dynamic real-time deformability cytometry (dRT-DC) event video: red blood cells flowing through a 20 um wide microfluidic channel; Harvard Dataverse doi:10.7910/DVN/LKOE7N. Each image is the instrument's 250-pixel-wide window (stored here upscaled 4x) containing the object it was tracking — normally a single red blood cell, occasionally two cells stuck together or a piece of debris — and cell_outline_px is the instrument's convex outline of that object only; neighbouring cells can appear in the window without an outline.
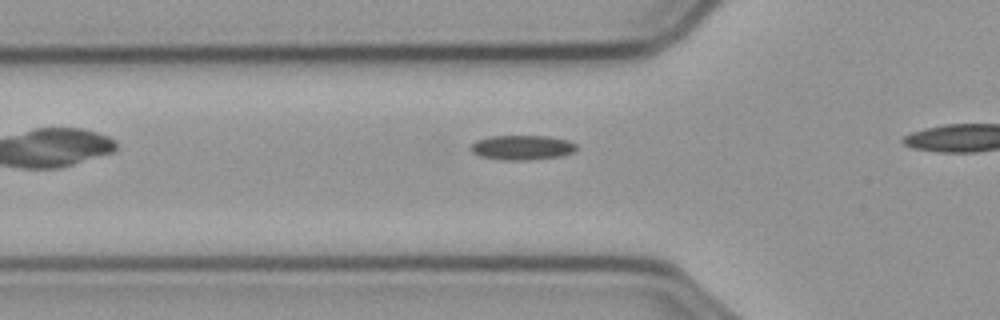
{"species": "common noctule bat (a hibernating species)", "species_latin": "Nyctalus noctula", "temperature_condition": "cold", "stored_images_in_passage": 11, "camera_frame_rate_fps": 3000, "um_per_image_px": 0.085, "animal": {"sex": "male", "body_mass_g": 23.1, "forearm_length_mm": 52.7}, "frame": {"image": 1, "passage_image": 2, "time_ms": 0.333, "image_size_px": [1000, 320], "cell_outline_px": [[576, 148], [572, 152], [560, 156], [528, 160], [504, 160], [480, 156], [472, 152], [468, 148], [476, 140], [488, 136], [548, 136], [568, 140], [576, 144]], "centroid_in_image_um": [44.34, 12.53], "position_along_channel_um": 81.5, "area_um2": 15.2}}
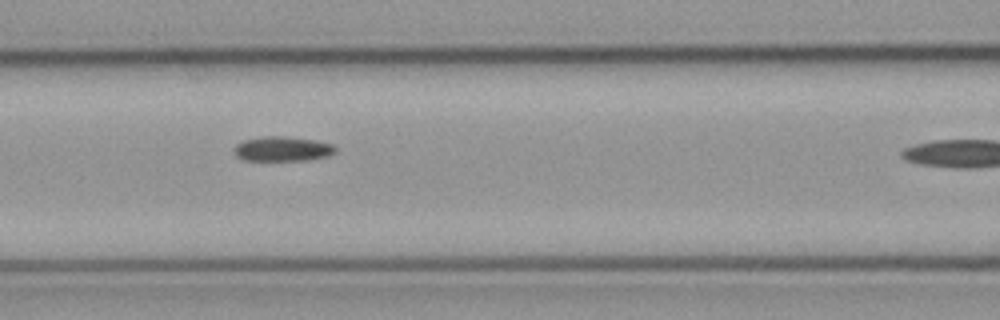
{"frame": {"image": 2, "passage_image": 7, "time_ms": 2.0, "image_size_px": [1000, 320], "cell_outline_px": [[336, 152], [328, 156], [308, 160], [244, 160], [236, 156], [236, 144], [244, 140], [260, 136], [284, 136], [316, 140], [332, 144], [336, 148]], "centroid_in_image_um": [24.04, 12.65], "position_along_channel_um": 142.6, "area_um2": 14.57}}
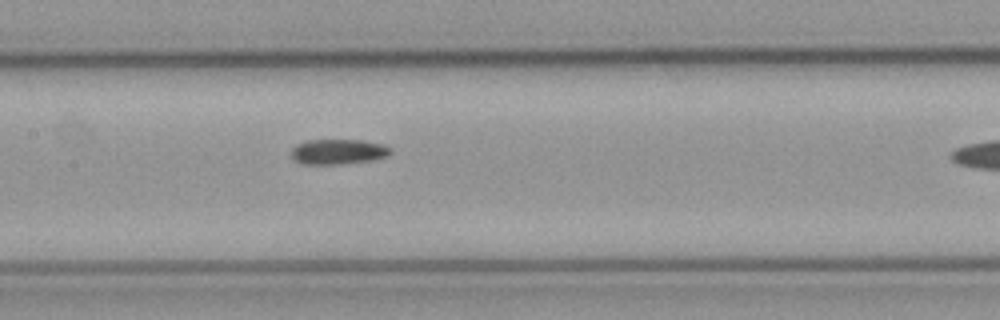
{"frame": {"image": 3, "passage_image": 10, "time_ms": 3.0, "image_size_px": [1000, 320], "cell_outline_px": [[392, 152], [388, 156], [372, 160], [340, 164], [304, 164], [296, 160], [292, 156], [292, 148], [296, 144], [308, 140], [364, 140], [384, 144], [392, 148]], "centroid_in_image_um": [28.8, 12.88], "position_along_channel_um": 178.6, "area_um2": 14.62}}